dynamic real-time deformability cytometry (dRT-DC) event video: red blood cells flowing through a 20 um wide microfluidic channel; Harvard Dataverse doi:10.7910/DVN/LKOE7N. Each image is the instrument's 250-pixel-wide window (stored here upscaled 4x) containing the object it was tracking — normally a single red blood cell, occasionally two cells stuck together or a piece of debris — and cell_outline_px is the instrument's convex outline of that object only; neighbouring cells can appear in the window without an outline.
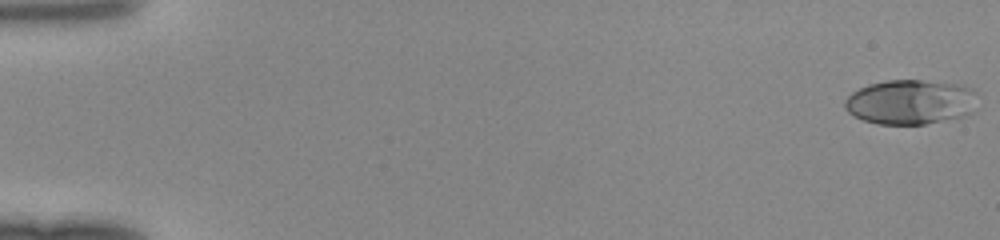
{"species": "human", "species_latin": "Homo sapiens", "temperature_condition": "room temperature", "stored_images_in_passage": 48, "camera_frame_rate_fps": 3000, "um_per_image_px": 0.085, "donor": {"sex": "female"}, "frame": {"image": 1, "passage_image": 1, "time_ms": 0.0, "image_size_px": [1000, 240], "cell_outline_px": [[976, 92], [972, 112], [964, 116], [924, 124], [876, 124], [864, 120], [848, 112], [844, 108], [844, 100], [852, 92], [868, 84], [888, 80], [920, 80], [960, 84], [972, 88]], "centroid_in_image_um": [77.37, 8.66], "position_along_channel_um": 7.6, "area_um2": 34.56}}
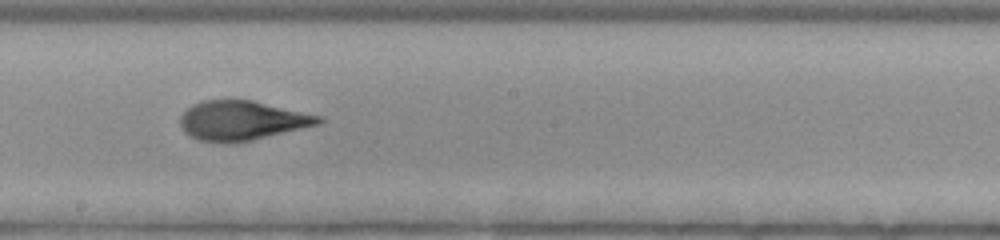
{"frame": {"image": 2, "passage_image": 28, "time_ms": 9.0, "image_size_px": [1000, 240], "cell_outline_px": [[324, 120], [320, 124], [252, 140], [232, 144], [224, 144], [200, 140], [188, 136], [184, 132], [180, 124], [180, 116], [192, 104], [204, 100], [252, 100], [320, 116]], "centroid_in_image_um": [20.52, 10.26], "position_along_channel_um": 227.7, "area_um2": 31.85}}
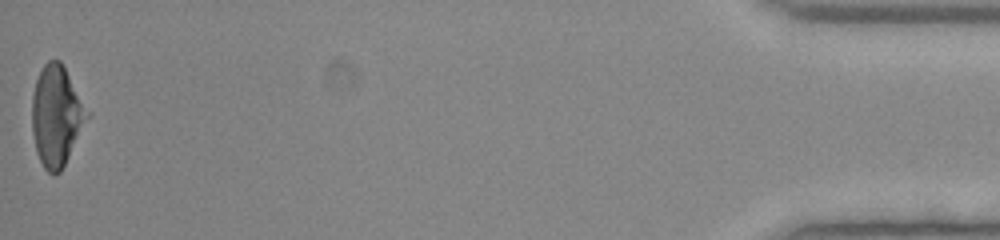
{"frame": {"image": 3, "passage_image": 48, "time_ms": 15.667, "image_size_px": [1000, 240], "cell_outline_px": [[88, 116], [60, 172], [52, 176], [44, 168], [36, 152], [32, 132], [32, 96], [36, 80], [44, 64], [48, 60], [60, 60], [88, 112]], "centroid_in_image_um": [4.75, 9.86], "position_along_channel_um": 430.5, "area_um2": 31.39}}